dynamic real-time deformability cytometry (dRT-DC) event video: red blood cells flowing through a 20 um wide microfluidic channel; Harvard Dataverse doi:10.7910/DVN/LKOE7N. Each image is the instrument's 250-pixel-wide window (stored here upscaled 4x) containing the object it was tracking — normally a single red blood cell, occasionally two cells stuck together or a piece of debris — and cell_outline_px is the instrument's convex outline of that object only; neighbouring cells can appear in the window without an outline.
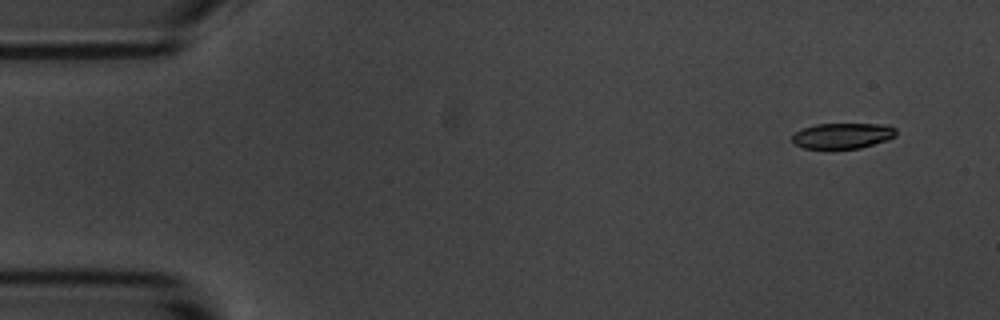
{"species": "common noctule bat (a hibernating species)", "species_latin": "Nyctalus noctula", "temperature_condition": "room temperature", "stored_images_in_passage": 8, "camera_frame_rate_fps": 3000, "um_per_image_px": 0.085, "animal": {"sex": "male", "body_mass_g": 20.1, "forearm_length_mm": 53.5}, "frame": {"image": 1, "passage_image": 1, "time_ms": 0.0, "image_size_px": [1000, 320], "cell_outline_px": [[896, 136], [888, 140], [860, 148], [804, 148], [792, 144], [792, 136], [796, 132], [804, 128], [816, 124], [888, 124], [896, 128]], "centroid_in_image_um": [71.65, 11.53], "position_along_channel_um": 13.4, "area_um2": 15.55}}
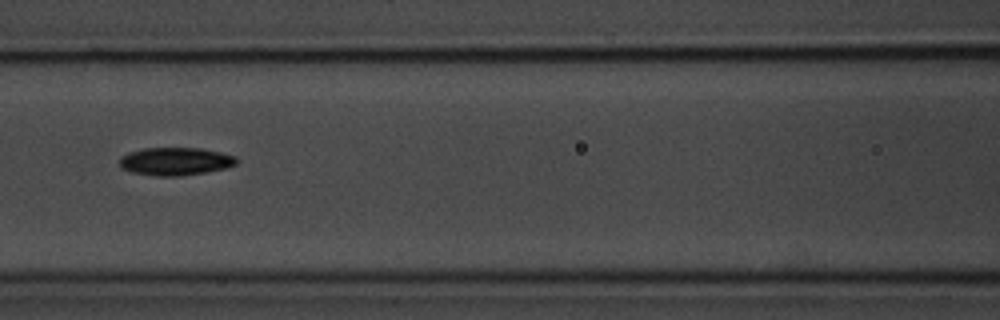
{"frame": {"image": 2, "passage_image": 7, "time_ms": 7.0, "image_size_px": [1000, 320], "cell_outline_px": [[240, 160], [236, 164], [224, 168], [204, 172], [180, 176], [156, 176], [132, 172], [120, 168], [120, 156], [128, 152], [144, 148], [200, 148], [220, 152], [236, 156]], "centroid_in_image_um": [14.9, 13.71], "position_along_channel_um": 151.7, "area_um2": 19.07}}
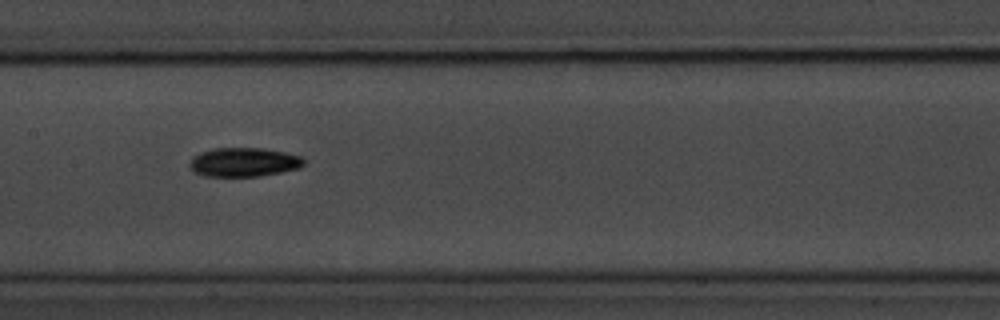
{"frame": {"image": 3, "passage_image": 8, "time_ms": 8.0, "image_size_px": [1000, 320], "cell_outline_px": [[304, 164], [300, 168], [260, 176], [204, 176], [196, 172], [188, 164], [192, 156], [200, 152], [212, 148], [260, 148], [284, 152], [300, 156], [304, 160]], "centroid_in_image_um": [20.7, 13.78], "position_along_channel_um": 186.7, "area_um2": 19.25}}